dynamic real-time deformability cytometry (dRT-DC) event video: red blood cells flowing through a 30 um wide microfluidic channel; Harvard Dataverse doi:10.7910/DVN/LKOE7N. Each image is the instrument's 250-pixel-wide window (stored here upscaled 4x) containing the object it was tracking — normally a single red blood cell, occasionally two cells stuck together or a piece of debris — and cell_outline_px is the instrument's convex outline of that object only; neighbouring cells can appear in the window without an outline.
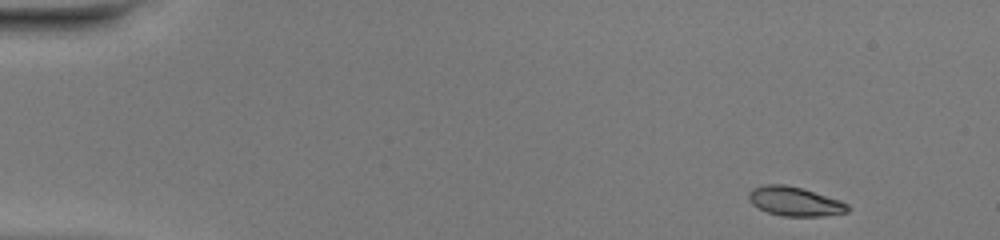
{"species": "common noctule bat (a hibernating species)", "species_latin": "Nyctalus noctula", "temperature_condition": "warm", "stored_images_in_passage": 47, "camera_frame_rate_fps": 3000, "um_per_image_px": 0.085, "animal": {"sex": "female", "body_mass_g": 20.0, "forearm_length_mm": 54.0}, "frame": {"image": 1, "passage_image": 1, "time_ms": 0.0, "image_size_px": [1000, 240], "cell_outline_px": [[848, 212], [824, 216], [784, 216], [768, 212], [752, 204], [748, 200], [748, 192], [752, 188], [764, 184], [784, 184], [800, 188], [840, 200], [848, 204]], "centroid_in_image_um": [67.53, 17.11], "position_along_channel_um": 17.5, "area_um2": 16.7}}
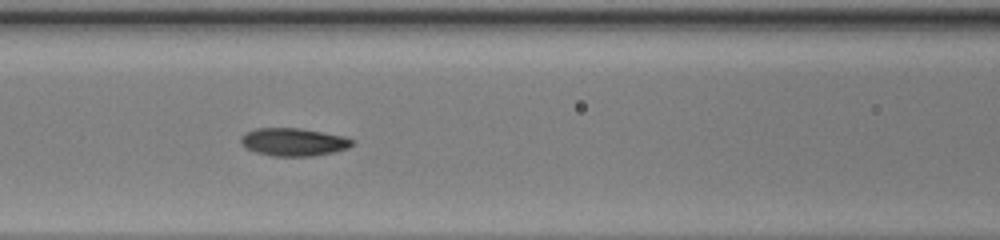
{"frame": {"image": 2, "passage_image": 19, "time_ms": 6.0, "image_size_px": [1000, 240], "cell_outline_px": [[356, 144], [348, 148], [332, 152], [312, 156], [272, 156], [256, 152], [244, 148], [240, 140], [240, 136], [244, 132], [256, 128], [300, 128], [344, 136], [356, 140]], "centroid_in_image_um": [24.95, 12.06], "position_along_channel_um": 141.7, "area_um2": 18.32}}
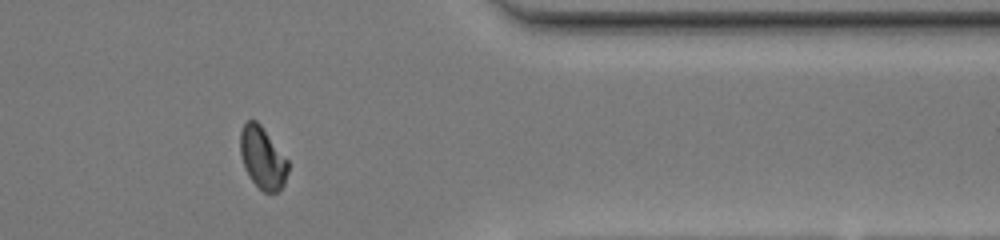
{"frame": {"image": 3, "passage_image": 38, "time_ms": 12.333, "image_size_px": [1000, 240], "cell_outline_px": [[288, 172], [284, 184], [280, 192], [264, 192], [248, 176], [244, 168], [240, 152], [240, 132], [244, 124], [248, 120], [256, 120], [260, 124], [288, 160]], "centroid_in_image_um": [22.32, 13.43], "position_along_channel_um": 389.1, "area_um2": 17.22}, "authors_computed_cell_mechanics": {"area_um2": 17.5134, "velocity_mm_per_s": 4.1398, "shape_relaxation_time_tau1_ms": null, "shape_relaxation_time_tau2_ms": 1.4026, "deformation_change_tau1": null, "deformation_change_tau2": 0.0442}}